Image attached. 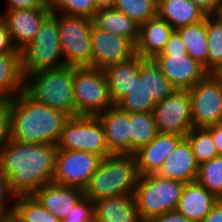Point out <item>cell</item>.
I'll return each mask as SVG.
<instances>
[{"label":"cell","instance_id":"cell-30","mask_svg":"<svg viewBox=\"0 0 222 222\" xmlns=\"http://www.w3.org/2000/svg\"><path fill=\"white\" fill-rule=\"evenodd\" d=\"M131 122V154L147 145L157 134V126L153 113H130Z\"/></svg>","mask_w":222,"mask_h":222},{"label":"cell","instance_id":"cell-35","mask_svg":"<svg viewBox=\"0 0 222 222\" xmlns=\"http://www.w3.org/2000/svg\"><path fill=\"white\" fill-rule=\"evenodd\" d=\"M115 9L141 25L157 16V0H116Z\"/></svg>","mask_w":222,"mask_h":222},{"label":"cell","instance_id":"cell-50","mask_svg":"<svg viewBox=\"0 0 222 222\" xmlns=\"http://www.w3.org/2000/svg\"><path fill=\"white\" fill-rule=\"evenodd\" d=\"M214 16L222 22V1L220 2V5H219L216 13L214 14Z\"/></svg>","mask_w":222,"mask_h":222},{"label":"cell","instance_id":"cell-10","mask_svg":"<svg viewBox=\"0 0 222 222\" xmlns=\"http://www.w3.org/2000/svg\"><path fill=\"white\" fill-rule=\"evenodd\" d=\"M188 91L193 127L206 128L222 123V79L217 74H208Z\"/></svg>","mask_w":222,"mask_h":222},{"label":"cell","instance_id":"cell-44","mask_svg":"<svg viewBox=\"0 0 222 222\" xmlns=\"http://www.w3.org/2000/svg\"><path fill=\"white\" fill-rule=\"evenodd\" d=\"M145 222H192L177 211L166 212L160 216L148 219Z\"/></svg>","mask_w":222,"mask_h":222},{"label":"cell","instance_id":"cell-13","mask_svg":"<svg viewBox=\"0 0 222 222\" xmlns=\"http://www.w3.org/2000/svg\"><path fill=\"white\" fill-rule=\"evenodd\" d=\"M135 55V45L127 38L101 30L91 31V67L104 68L123 62Z\"/></svg>","mask_w":222,"mask_h":222},{"label":"cell","instance_id":"cell-17","mask_svg":"<svg viewBox=\"0 0 222 222\" xmlns=\"http://www.w3.org/2000/svg\"><path fill=\"white\" fill-rule=\"evenodd\" d=\"M184 138L181 135L158 133L147 145L140 147L134 153L140 175L156 174Z\"/></svg>","mask_w":222,"mask_h":222},{"label":"cell","instance_id":"cell-46","mask_svg":"<svg viewBox=\"0 0 222 222\" xmlns=\"http://www.w3.org/2000/svg\"><path fill=\"white\" fill-rule=\"evenodd\" d=\"M202 222H222V199L211 208L210 213L202 220Z\"/></svg>","mask_w":222,"mask_h":222},{"label":"cell","instance_id":"cell-16","mask_svg":"<svg viewBox=\"0 0 222 222\" xmlns=\"http://www.w3.org/2000/svg\"><path fill=\"white\" fill-rule=\"evenodd\" d=\"M50 10H14L0 16L6 23L10 39L17 50L24 49L37 35Z\"/></svg>","mask_w":222,"mask_h":222},{"label":"cell","instance_id":"cell-23","mask_svg":"<svg viewBox=\"0 0 222 222\" xmlns=\"http://www.w3.org/2000/svg\"><path fill=\"white\" fill-rule=\"evenodd\" d=\"M94 222H143L133 195L100 199L94 203Z\"/></svg>","mask_w":222,"mask_h":222},{"label":"cell","instance_id":"cell-22","mask_svg":"<svg viewBox=\"0 0 222 222\" xmlns=\"http://www.w3.org/2000/svg\"><path fill=\"white\" fill-rule=\"evenodd\" d=\"M141 59V56L135 54L128 60L103 69L109 87V94L114 105L130 92L134 79L140 75Z\"/></svg>","mask_w":222,"mask_h":222},{"label":"cell","instance_id":"cell-11","mask_svg":"<svg viewBox=\"0 0 222 222\" xmlns=\"http://www.w3.org/2000/svg\"><path fill=\"white\" fill-rule=\"evenodd\" d=\"M102 159L85 151L57 149L53 183L84 190Z\"/></svg>","mask_w":222,"mask_h":222},{"label":"cell","instance_id":"cell-25","mask_svg":"<svg viewBox=\"0 0 222 222\" xmlns=\"http://www.w3.org/2000/svg\"><path fill=\"white\" fill-rule=\"evenodd\" d=\"M23 90L21 52L0 53V100H13Z\"/></svg>","mask_w":222,"mask_h":222},{"label":"cell","instance_id":"cell-32","mask_svg":"<svg viewBox=\"0 0 222 222\" xmlns=\"http://www.w3.org/2000/svg\"><path fill=\"white\" fill-rule=\"evenodd\" d=\"M146 88L148 96L155 103L161 102L175 91L153 58H146Z\"/></svg>","mask_w":222,"mask_h":222},{"label":"cell","instance_id":"cell-3","mask_svg":"<svg viewBox=\"0 0 222 222\" xmlns=\"http://www.w3.org/2000/svg\"><path fill=\"white\" fill-rule=\"evenodd\" d=\"M139 178L134 154H111L102 159L83 194L93 203L115 196L134 195Z\"/></svg>","mask_w":222,"mask_h":222},{"label":"cell","instance_id":"cell-9","mask_svg":"<svg viewBox=\"0 0 222 222\" xmlns=\"http://www.w3.org/2000/svg\"><path fill=\"white\" fill-rule=\"evenodd\" d=\"M57 149L85 151L102 158L111 155L103 126L96 116L69 117L64 124Z\"/></svg>","mask_w":222,"mask_h":222},{"label":"cell","instance_id":"cell-49","mask_svg":"<svg viewBox=\"0 0 222 222\" xmlns=\"http://www.w3.org/2000/svg\"><path fill=\"white\" fill-rule=\"evenodd\" d=\"M0 222H20L16 216L12 213L10 215L0 217Z\"/></svg>","mask_w":222,"mask_h":222},{"label":"cell","instance_id":"cell-42","mask_svg":"<svg viewBox=\"0 0 222 222\" xmlns=\"http://www.w3.org/2000/svg\"><path fill=\"white\" fill-rule=\"evenodd\" d=\"M4 52H21V51L17 50L13 46L6 23L0 17V53Z\"/></svg>","mask_w":222,"mask_h":222},{"label":"cell","instance_id":"cell-41","mask_svg":"<svg viewBox=\"0 0 222 222\" xmlns=\"http://www.w3.org/2000/svg\"><path fill=\"white\" fill-rule=\"evenodd\" d=\"M7 10L6 11H14V10H49L45 6L44 0H6Z\"/></svg>","mask_w":222,"mask_h":222},{"label":"cell","instance_id":"cell-7","mask_svg":"<svg viewBox=\"0 0 222 222\" xmlns=\"http://www.w3.org/2000/svg\"><path fill=\"white\" fill-rule=\"evenodd\" d=\"M72 85L76 116H96L114 106L103 70L73 66Z\"/></svg>","mask_w":222,"mask_h":222},{"label":"cell","instance_id":"cell-31","mask_svg":"<svg viewBox=\"0 0 222 222\" xmlns=\"http://www.w3.org/2000/svg\"><path fill=\"white\" fill-rule=\"evenodd\" d=\"M207 72L217 74L222 70V22L214 15L207 16Z\"/></svg>","mask_w":222,"mask_h":222},{"label":"cell","instance_id":"cell-29","mask_svg":"<svg viewBox=\"0 0 222 222\" xmlns=\"http://www.w3.org/2000/svg\"><path fill=\"white\" fill-rule=\"evenodd\" d=\"M13 214L20 222H61L33 196H17Z\"/></svg>","mask_w":222,"mask_h":222},{"label":"cell","instance_id":"cell-37","mask_svg":"<svg viewBox=\"0 0 222 222\" xmlns=\"http://www.w3.org/2000/svg\"><path fill=\"white\" fill-rule=\"evenodd\" d=\"M59 11L62 12L61 14L81 16L92 20L95 14L94 0H66L58 10V14Z\"/></svg>","mask_w":222,"mask_h":222},{"label":"cell","instance_id":"cell-4","mask_svg":"<svg viewBox=\"0 0 222 222\" xmlns=\"http://www.w3.org/2000/svg\"><path fill=\"white\" fill-rule=\"evenodd\" d=\"M73 66L34 71L24 76V91L36 102L76 117Z\"/></svg>","mask_w":222,"mask_h":222},{"label":"cell","instance_id":"cell-45","mask_svg":"<svg viewBox=\"0 0 222 222\" xmlns=\"http://www.w3.org/2000/svg\"><path fill=\"white\" fill-rule=\"evenodd\" d=\"M206 129L212 136V140L214 141L218 154L222 155V123L206 127Z\"/></svg>","mask_w":222,"mask_h":222},{"label":"cell","instance_id":"cell-18","mask_svg":"<svg viewBox=\"0 0 222 222\" xmlns=\"http://www.w3.org/2000/svg\"><path fill=\"white\" fill-rule=\"evenodd\" d=\"M198 167L191 146L184 138L165 159L156 174L162 178L187 184L196 181Z\"/></svg>","mask_w":222,"mask_h":222},{"label":"cell","instance_id":"cell-8","mask_svg":"<svg viewBox=\"0 0 222 222\" xmlns=\"http://www.w3.org/2000/svg\"><path fill=\"white\" fill-rule=\"evenodd\" d=\"M59 41L65 65L91 67L93 21L81 16L58 15Z\"/></svg>","mask_w":222,"mask_h":222},{"label":"cell","instance_id":"cell-47","mask_svg":"<svg viewBox=\"0 0 222 222\" xmlns=\"http://www.w3.org/2000/svg\"><path fill=\"white\" fill-rule=\"evenodd\" d=\"M116 0H94L95 13L115 9Z\"/></svg>","mask_w":222,"mask_h":222},{"label":"cell","instance_id":"cell-14","mask_svg":"<svg viewBox=\"0 0 222 222\" xmlns=\"http://www.w3.org/2000/svg\"><path fill=\"white\" fill-rule=\"evenodd\" d=\"M154 60L171 85L178 90H189L209 73L189 55H157Z\"/></svg>","mask_w":222,"mask_h":222},{"label":"cell","instance_id":"cell-21","mask_svg":"<svg viewBox=\"0 0 222 222\" xmlns=\"http://www.w3.org/2000/svg\"><path fill=\"white\" fill-rule=\"evenodd\" d=\"M173 32V27L158 16L141 24L139 40L135 45V54L142 58L154 59L163 51Z\"/></svg>","mask_w":222,"mask_h":222},{"label":"cell","instance_id":"cell-1","mask_svg":"<svg viewBox=\"0 0 222 222\" xmlns=\"http://www.w3.org/2000/svg\"><path fill=\"white\" fill-rule=\"evenodd\" d=\"M57 145L9 140L0 151V171L7 177L10 191L30 196L53 182Z\"/></svg>","mask_w":222,"mask_h":222},{"label":"cell","instance_id":"cell-33","mask_svg":"<svg viewBox=\"0 0 222 222\" xmlns=\"http://www.w3.org/2000/svg\"><path fill=\"white\" fill-rule=\"evenodd\" d=\"M185 139L189 142L198 165L220 156L212 136L206 128L193 127Z\"/></svg>","mask_w":222,"mask_h":222},{"label":"cell","instance_id":"cell-19","mask_svg":"<svg viewBox=\"0 0 222 222\" xmlns=\"http://www.w3.org/2000/svg\"><path fill=\"white\" fill-rule=\"evenodd\" d=\"M218 198L197 181L184 185L176 211L192 222H202Z\"/></svg>","mask_w":222,"mask_h":222},{"label":"cell","instance_id":"cell-27","mask_svg":"<svg viewBox=\"0 0 222 222\" xmlns=\"http://www.w3.org/2000/svg\"><path fill=\"white\" fill-rule=\"evenodd\" d=\"M156 103L147 94L146 58L140 60V75L134 79L128 94L116 106L127 113H153Z\"/></svg>","mask_w":222,"mask_h":222},{"label":"cell","instance_id":"cell-2","mask_svg":"<svg viewBox=\"0 0 222 222\" xmlns=\"http://www.w3.org/2000/svg\"><path fill=\"white\" fill-rule=\"evenodd\" d=\"M69 116L36 102L24 90L11 106L10 140L57 145Z\"/></svg>","mask_w":222,"mask_h":222},{"label":"cell","instance_id":"cell-24","mask_svg":"<svg viewBox=\"0 0 222 222\" xmlns=\"http://www.w3.org/2000/svg\"><path fill=\"white\" fill-rule=\"evenodd\" d=\"M157 16L166 20L174 30L206 17L191 0H157Z\"/></svg>","mask_w":222,"mask_h":222},{"label":"cell","instance_id":"cell-40","mask_svg":"<svg viewBox=\"0 0 222 222\" xmlns=\"http://www.w3.org/2000/svg\"><path fill=\"white\" fill-rule=\"evenodd\" d=\"M158 55H188L180 35L174 30L163 51Z\"/></svg>","mask_w":222,"mask_h":222},{"label":"cell","instance_id":"cell-15","mask_svg":"<svg viewBox=\"0 0 222 222\" xmlns=\"http://www.w3.org/2000/svg\"><path fill=\"white\" fill-rule=\"evenodd\" d=\"M96 117L103 126L108 151L111 154H131L130 113L114 105Z\"/></svg>","mask_w":222,"mask_h":222},{"label":"cell","instance_id":"cell-28","mask_svg":"<svg viewBox=\"0 0 222 222\" xmlns=\"http://www.w3.org/2000/svg\"><path fill=\"white\" fill-rule=\"evenodd\" d=\"M183 41L187 54L204 66L207 71V16L200 22L175 30Z\"/></svg>","mask_w":222,"mask_h":222},{"label":"cell","instance_id":"cell-36","mask_svg":"<svg viewBox=\"0 0 222 222\" xmlns=\"http://www.w3.org/2000/svg\"><path fill=\"white\" fill-rule=\"evenodd\" d=\"M61 222H94V203L83 196Z\"/></svg>","mask_w":222,"mask_h":222},{"label":"cell","instance_id":"cell-43","mask_svg":"<svg viewBox=\"0 0 222 222\" xmlns=\"http://www.w3.org/2000/svg\"><path fill=\"white\" fill-rule=\"evenodd\" d=\"M206 16L214 15L221 0H191Z\"/></svg>","mask_w":222,"mask_h":222},{"label":"cell","instance_id":"cell-38","mask_svg":"<svg viewBox=\"0 0 222 222\" xmlns=\"http://www.w3.org/2000/svg\"><path fill=\"white\" fill-rule=\"evenodd\" d=\"M12 100H0V151L10 140Z\"/></svg>","mask_w":222,"mask_h":222},{"label":"cell","instance_id":"cell-39","mask_svg":"<svg viewBox=\"0 0 222 222\" xmlns=\"http://www.w3.org/2000/svg\"><path fill=\"white\" fill-rule=\"evenodd\" d=\"M10 197H13V199H15V196L10 191L7 177L0 171V217L12 214L13 206L8 207L7 203L9 202L6 200Z\"/></svg>","mask_w":222,"mask_h":222},{"label":"cell","instance_id":"cell-12","mask_svg":"<svg viewBox=\"0 0 222 222\" xmlns=\"http://www.w3.org/2000/svg\"><path fill=\"white\" fill-rule=\"evenodd\" d=\"M153 115L158 133L185 137L193 128L189 91L175 89L170 96L156 103Z\"/></svg>","mask_w":222,"mask_h":222},{"label":"cell","instance_id":"cell-26","mask_svg":"<svg viewBox=\"0 0 222 222\" xmlns=\"http://www.w3.org/2000/svg\"><path fill=\"white\" fill-rule=\"evenodd\" d=\"M92 21L96 28L125 37L134 45L139 40L140 25L116 9L95 13Z\"/></svg>","mask_w":222,"mask_h":222},{"label":"cell","instance_id":"cell-6","mask_svg":"<svg viewBox=\"0 0 222 222\" xmlns=\"http://www.w3.org/2000/svg\"><path fill=\"white\" fill-rule=\"evenodd\" d=\"M65 66L59 41L58 14L51 12L35 38L21 50L23 76L34 71Z\"/></svg>","mask_w":222,"mask_h":222},{"label":"cell","instance_id":"cell-51","mask_svg":"<svg viewBox=\"0 0 222 222\" xmlns=\"http://www.w3.org/2000/svg\"><path fill=\"white\" fill-rule=\"evenodd\" d=\"M217 75L222 79V70L217 73Z\"/></svg>","mask_w":222,"mask_h":222},{"label":"cell","instance_id":"cell-20","mask_svg":"<svg viewBox=\"0 0 222 222\" xmlns=\"http://www.w3.org/2000/svg\"><path fill=\"white\" fill-rule=\"evenodd\" d=\"M33 196L60 220L69 214L75 204L84 196L83 190L74 187L48 183L36 191Z\"/></svg>","mask_w":222,"mask_h":222},{"label":"cell","instance_id":"cell-48","mask_svg":"<svg viewBox=\"0 0 222 222\" xmlns=\"http://www.w3.org/2000/svg\"><path fill=\"white\" fill-rule=\"evenodd\" d=\"M45 6L51 11V12H57L58 10L64 5L66 0H44Z\"/></svg>","mask_w":222,"mask_h":222},{"label":"cell","instance_id":"cell-5","mask_svg":"<svg viewBox=\"0 0 222 222\" xmlns=\"http://www.w3.org/2000/svg\"><path fill=\"white\" fill-rule=\"evenodd\" d=\"M184 183L157 174L140 175L134 199L143 222L176 211Z\"/></svg>","mask_w":222,"mask_h":222},{"label":"cell","instance_id":"cell-34","mask_svg":"<svg viewBox=\"0 0 222 222\" xmlns=\"http://www.w3.org/2000/svg\"><path fill=\"white\" fill-rule=\"evenodd\" d=\"M196 181L222 199V155L200 164Z\"/></svg>","mask_w":222,"mask_h":222}]
</instances>
